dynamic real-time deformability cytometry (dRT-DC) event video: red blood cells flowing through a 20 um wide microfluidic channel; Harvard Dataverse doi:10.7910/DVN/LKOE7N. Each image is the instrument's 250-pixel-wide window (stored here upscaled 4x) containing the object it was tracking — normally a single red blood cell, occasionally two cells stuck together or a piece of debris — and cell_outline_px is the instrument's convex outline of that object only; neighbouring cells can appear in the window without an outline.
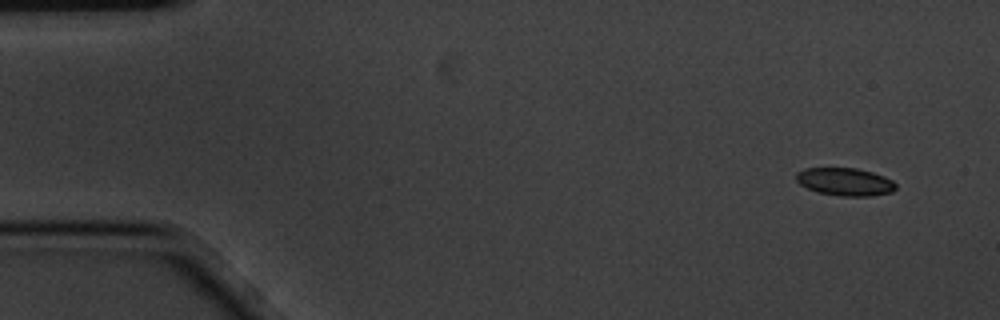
{"species": "common noctule bat (a hibernating species)", "species_latin": "Nyctalus noctula", "temperature_condition": "cold", "stored_images_in_passage": 4, "camera_frame_rate_fps": 3000, "um_per_image_px": 0.085, "animal": {"sex": "male", "body_mass_g": 20.1, "forearm_length_mm": 53.5}, "frame": {"image": 1, "passage_image": 1, "time_ms": 0.0, "image_size_px": [1000, 320], "cell_outline_px": [[896, 188], [892, 192], [872, 196], [840, 196], [816, 192], [800, 184], [796, 180], [796, 172], [804, 168], [856, 168], [872, 172], [884, 176], [892, 180], [896, 184]], "centroid_in_image_um": [71.82, 15.45], "position_along_channel_um": 13.2, "area_um2": 16.24}}
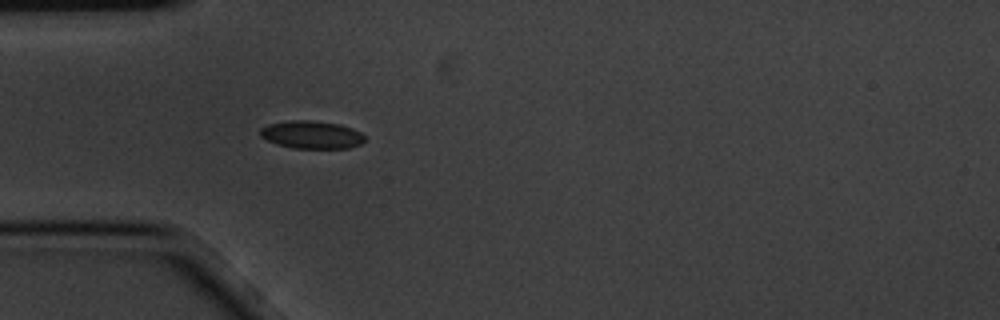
{"frame": {"image": 2, "passage_image": 4, "time_ms": 1.0, "image_size_px": [1000, 320], "cell_outline_px": [[364, 140], [360, 144], [348, 148], [292, 148], [268, 140], [260, 136], [260, 128], [268, 124], [288, 120], [312, 120], [340, 124], [352, 128], [360, 132], [364, 136]], "centroid_in_image_um": [26.48, 11.44], "position_along_channel_um": 58.5, "area_um2": 16.88}}